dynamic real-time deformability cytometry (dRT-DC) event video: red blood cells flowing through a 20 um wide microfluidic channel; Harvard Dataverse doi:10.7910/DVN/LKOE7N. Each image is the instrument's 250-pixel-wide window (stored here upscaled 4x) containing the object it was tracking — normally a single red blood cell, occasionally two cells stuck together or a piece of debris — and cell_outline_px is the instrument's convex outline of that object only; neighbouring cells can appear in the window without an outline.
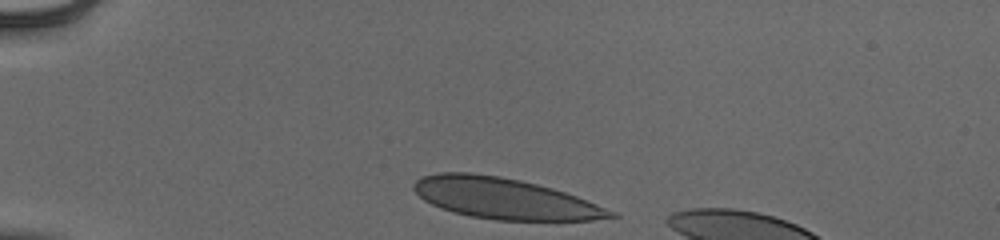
{"species": "human", "species_latin": "Homo sapiens", "temperature_condition": "cold", "stored_images_in_passage": 33, "camera_frame_rate_fps": 3000, "um_per_image_px": 0.085, "donor": {"sex": "male"}, "frame": {"image": 1, "passage_image": 1, "time_ms": 0.0, "image_size_px": [1000, 240], "cell_outline_px": [[620, 216], [592, 220], [496, 220], [472, 216], [452, 212], [440, 208], [424, 200], [412, 188], [412, 184], [420, 176], [440, 172], [472, 172], [500, 176], [520, 180], [552, 188], [576, 196], [616, 212]], "centroid_in_image_um": [42.84, 16.86], "position_along_channel_um": 42.2, "area_um2": 46.82}}
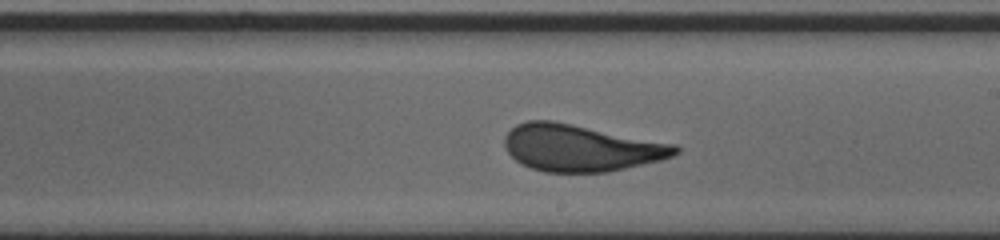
{"frame": {"image": 2, "passage_image": 20, "time_ms": 6.333, "image_size_px": [1000, 240], "cell_outline_px": [[680, 152], [672, 156], [660, 160], [608, 172], [544, 172], [520, 164], [508, 152], [504, 144], [504, 136], [516, 124], [528, 120], [552, 120], [676, 144], [680, 148]], "centroid_in_image_um": [49.35, 12.57], "position_along_channel_um": 239.7, "area_um2": 46.47}}
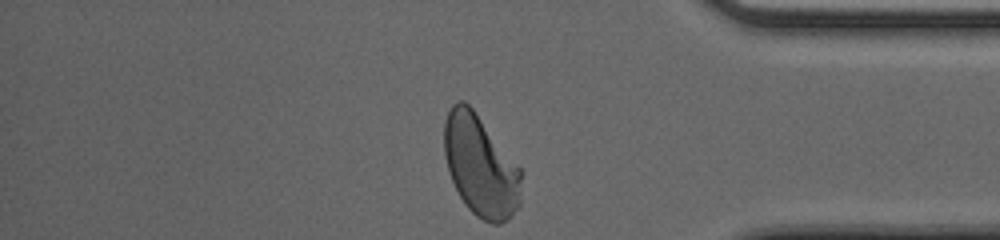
{"frame": {"image": 3, "passage_image": 33, "time_ms": 10.667, "image_size_px": [1000, 240], "cell_outline_px": [[520, 204], [500, 224], [492, 224], [476, 216], [468, 208], [460, 196], [452, 180], [444, 156], [444, 120], [452, 104], [456, 100], [464, 100], [472, 108], [520, 168]], "centroid_in_image_um": [40.8, 14.07], "position_along_channel_um": 394.4, "area_um2": 44.74}, "authors_computed_cell_mechanics": {"area_um2": 46.6446, "velocity_mm_per_s": 3.9108, "shape_relaxation_time_tau1_ms": 10.7587, "shape_relaxation_time_tau2_ms": null, "deformation_change_tau1": 0.2765, "deformation_change_tau2": null}}